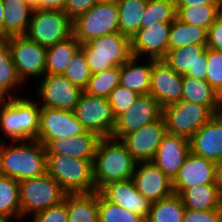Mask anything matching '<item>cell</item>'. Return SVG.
I'll return each instance as SVG.
<instances>
[{"mask_svg": "<svg viewBox=\"0 0 222 222\" xmlns=\"http://www.w3.org/2000/svg\"><path fill=\"white\" fill-rule=\"evenodd\" d=\"M6 145L0 142V175L18 182L47 172L46 147L38 140H16Z\"/></svg>", "mask_w": 222, "mask_h": 222, "instance_id": "cell-1", "label": "cell"}, {"mask_svg": "<svg viewBox=\"0 0 222 222\" xmlns=\"http://www.w3.org/2000/svg\"><path fill=\"white\" fill-rule=\"evenodd\" d=\"M136 165L137 161L120 140L101 138L93 160L96 191L108 183L131 179Z\"/></svg>", "mask_w": 222, "mask_h": 222, "instance_id": "cell-2", "label": "cell"}, {"mask_svg": "<svg viewBox=\"0 0 222 222\" xmlns=\"http://www.w3.org/2000/svg\"><path fill=\"white\" fill-rule=\"evenodd\" d=\"M38 105L25 96L0 99V131L4 135L0 137V142L5 139L37 140Z\"/></svg>", "mask_w": 222, "mask_h": 222, "instance_id": "cell-3", "label": "cell"}, {"mask_svg": "<svg viewBox=\"0 0 222 222\" xmlns=\"http://www.w3.org/2000/svg\"><path fill=\"white\" fill-rule=\"evenodd\" d=\"M47 173L67 194L95 192L93 160L47 154Z\"/></svg>", "mask_w": 222, "mask_h": 222, "instance_id": "cell-4", "label": "cell"}, {"mask_svg": "<svg viewBox=\"0 0 222 222\" xmlns=\"http://www.w3.org/2000/svg\"><path fill=\"white\" fill-rule=\"evenodd\" d=\"M87 64L92 75L122 66L131 57V39L120 32L103 35L82 44Z\"/></svg>", "mask_w": 222, "mask_h": 222, "instance_id": "cell-5", "label": "cell"}, {"mask_svg": "<svg viewBox=\"0 0 222 222\" xmlns=\"http://www.w3.org/2000/svg\"><path fill=\"white\" fill-rule=\"evenodd\" d=\"M66 192L47 172L19 182L21 218L60 204Z\"/></svg>", "mask_w": 222, "mask_h": 222, "instance_id": "cell-6", "label": "cell"}, {"mask_svg": "<svg viewBox=\"0 0 222 222\" xmlns=\"http://www.w3.org/2000/svg\"><path fill=\"white\" fill-rule=\"evenodd\" d=\"M73 35L72 20L64 11L34 8L25 36L49 47Z\"/></svg>", "mask_w": 222, "mask_h": 222, "instance_id": "cell-7", "label": "cell"}, {"mask_svg": "<svg viewBox=\"0 0 222 222\" xmlns=\"http://www.w3.org/2000/svg\"><path fill=\"white\" fill-rule=\"evenodd\" d=\"M73 36L85 44L90 40L120 32L118 19V5L97 3L86 13L72 20Z\"/></svg>", "mask_w": 222, "mask_h": 222, "instance_id": "cell-8", "label": "cell"}, {"mask_svg": "<svg viewBox=\"0 0 222 222\" xmlns=\"http://www.w3.org/2000/svg\"><path fill=\"white\" fill-rule=\"evenodd\" d=\"M215 114L206 106L179 101L162 108L167 132L190 139Z\"/></svg>", "mask_w": 222, "mask_h": 222, "instance_id": "cell-9", "label": "cell"}, {"mask_svg": "<svg viewBox=\"0 0 222 222\" xmlns=\"http://www.w3.org/2000/svg\"><path fill=\"white\" fill-rule=\"evenodd\" d=\"M73 112L86 131L94 132L100 138L111 137L116 119L108 98L82 92Z\"/></svg>", "mask_w": 222, "mask_h": 222, "instance_id": "cell-10", "label": "cell"}, {"mask_svg": "<svg viewBox=\"0 0 222 222\" xmlns=\"http://www.w3.org/2000/svg\"><path fill=\"white\" fill-rule=\"evenodd\" d=\"M7 42L17 73L24 83L29 77L41 79L46 74V47L25 35L7 37Z\"/></svg>", "mask_w": 222, "mask_h": 222, "instance_id": "cell-11", "label": "cell"}, {"mask_svg": "<svg viewBox=\"0 0 222 222\" xmlns=\"http://www.w3.org/2000/svg\"><path fill=\"white\" fill-rule=\"evenodd\" d=\"M86 132L73 111L40 107L37 140L47 147L53 140L69 138Z\"/></svg>", "mask_w": 222, "mask_h": 222, "instance_id": "cell-12", "label": "cell"}, {"mask_svg": "<svg viewBox=\"0 0 222 222\" xmlns=\"http://www.w3.org/2000/svg\"><path fill=\"white\" fill-rule=\"evenodd\" d=\"M36 96L40 99V107L57 108L73 111L83 92L73 85L63 74H45L41 78ZM43 101V102H41Z\"/></svg>", "mask_w": 222, "mask_h": 222, "instance_id": "cell-13", "label": "cell"}, {"mask_svg": "<svg viewBox=\"0 0 222 222\" xmlns=\"http://www.w3.org/2000/svg\"><path fill=\"white\" fill-rule=\"evenodd\" d=\"M162 116V107L151 95H139L131 107L118 116L110 138L121 140L126 134L140 129Z\"/></svg>", "mask_w": 222, "mask_h": 222, "instance_id": "cell-14", "label": "cell"}, {"mask_svg": "<svg viewBox=\"0 0 222 222\" xmlns=\"http://www.w3.org/2000/svg\"><path fill=\"white\" fill-rule=\"evenodd\" d=\"M167 133L161 116L138 130L126 134L120 141L137 162L152 161L164 135Z\"/></svg>", "mask_w": 222, "mask_h": 222, "instance_id": "cell-15", "label": "cell"}, {"mask_svg": "<svg viewBox=\"0 0 222 222\" xmlns=\"http://www.w3.org/2000/svg\"><path fill=\"white\" fill-rule=\"evenodd\" d=\"M172 22H156L148 27L140 28L131 38L133 57L148 59H164L168 53V40Z\"/></svg>", "mask_w": 222, "mask_h": 222, "instance_id": "cell-16", "label": "cell"}, {"mask_svg": "<svg viewBox=\"0 0 222 222\" xmlns=\"http://www.w3.org/2000/svg\"><path fill=\"white\" fill-rule=\"evenodd\" d=\"M183 75L176 73L163 59H153L150 94L164 108L181 101Z\"/></svg>", "mask_w": 222, "mask_h": 222, "instance_id": "cell-17", "label": "cell"}, {"mask_svg": "<svg viewBox=\"0 0 222 222\" xmlns=\"http://www.w3.org/2000/svg\"><path fill=\"white\" fill-rule=\"evenodd\" d=\"M131 179L137 191L150 202L161 200L174 193L172 180L152 161L137 162Z\"/></svg>", "mask_w": 222, "mask_h": 222, "instance_id": "cell-18", "label": "cell"}, {"mask_svg": "<svg viewBox=\"0 0 222 222\" xmlns=\"http://www.w3.org/2000/svg\"><path fill=\"white\" fill-rule=\"evenodd\" d=\"M163 60L180 75L206 80L207 45H189L168 50Z\"/></svg>", "mask_w": 222, "mask_h": 222, "instance_id": "cell-19", "label": "cell"}, {"mask_svg": "<svg viewBox=\"0 0 222 222\" xmlns=\"http://www.w3.org/2000/svg\"><path fill=\"white\" fill-rule=\"evenodd\" d=\"M205 184H216L215 162L190 152L172 181L173 191L180 195L187 188Z\"/></svg>", "mask_w": 222, "mask_h": 222, "instance_id": "cell-20", "label": "cell"}, {"mask_svg": "<svg viewBox=\"0 0 222 222\" xmlns=\"http://www.w3.org/2000/svg\"><path fill=\"white\" fill-rule=\"evenodd\" d=\"M190 152L189 139L167 132L152 162L173 181Z\"/></svg>", "mask_w": 222, "mask_h": 222, "instance_id": "cell-21", "label": "cell"}, {"mask_svg": "<svg viewBox=\"0 0 222 222\" xmlns=\"http://www.w3.org/2000/svg\"><path fill=\"white\" fill-rule=\"evenodd\" d=\"M98 192L107 201L117 204L146 220L152 202L137 191L132 179L108 183Z\"/></svg>", "mask_w": 222, "mask_h": 222, "instance_id": "cell-22", "label": "cell"}, {"mask_svg": "<svg viewBox=\"0 0 222 222\" xmlns=\"http://www.w3.org/2000/svg\"><path fill=\"white\" fill-rule=\"evenodd\" d=\"M193 154L213 162L222 158V116L215 114L189 139Z\"/></svg>", "mask_w": 222, "mask_h": 222, "instance_id": "cell-23", "label": "cell"}, {"mask_svg": "<svg viewBox=\"0 0 222 222\" xmlns=\"http://www.w3.org/2000/svg\"><path fill=\"white\" fill-rule=\"evenodd\" d=\"M101 138L86 131L69 138L53 140L47 147V154H59L83 160H94L97 144Z\"/></svg>", "mask_w": 222, "mask_h": 222, "instance_id": "cell-24", "label": "cell"}, {"mask_svg": "<svg viewBox=\"0 0 222 222\" xmlns=\"http://www.w3.org/2000/svg\"><path fill=\"white\" fill-rule=\"evenodd\" d=\"M3 38L25 35L34 7L27 0H2Z\"/></svg>", "mask_w": 222, "mask_h": 222, "instance_id": "cell-25", "label": "cell"}, {"mask_svg": "<svg viewBox=\"0 0 222 222\" xmlns=\"http://www.w3.org/2000/svg\"><path fill=\"white\" fill-rule=\"evenodd\" d=\"M139 61V58L132 56L121 66L120 85L139 95H148L150 94L153 59H149L143 65L138 64Z\"/></svg>", "mask_w": 222, "mask_h": 222, "instance_id": "cell-26", "label": "cell"}, {"mask_svg": "<svg viewBox=\"0 0 222 222\" xmlns=\"http://www.w3.org/2000/svg\"><path fill=\"white\" fill-rule=\"evenodd\" d=\"M185 209L214 210L222 209V191L217 184L195 185L181 194Z\"/></svg>", "mask_w": 222, "mask_h": 222, "instance_id": "cell-27", "label": "cell"}, {"mask_svg": "<svg viewBox=\"0 0 222 222\" xmlns=\"http://www.w3.org/2000/svg\"><path fill=\"white\" fill-rule=\"evenodd\" d=\"M68 222H99L98 191L91 193L66 194Z\"/></svg>", "mask_w": 222, "mask_h": 222, "instance_id": "cell-28", "label": "cell"}, {"mask_svg": "<svg viewBox=\"0 0 222 222\" xmlns=\"http://www.w3.org/2000/svg\"><path fill=\"white\" fill-rule=\"evenodd\" d=\"M183 101L208 107L214 114L219 105V93L206 81L183 75Z\"/></svg>", "mask_w": 222, "mask_h": 222, "instance_id": "cell-29", "label": "cell"}, {"mask_svg": "<svg viewBox=\"0 0 222 222\" xmlns=\"http://www.w3.org/2000/svg\"><path fill=\"white\" fill-rule=\"evenodd\" d=\"M208 30L201 26L184 23L175 19L171 23L168 50H173L189 45H207Z\"/></svg>", "mask_w": 222, "mask_h": 222, "instance_id": "cell-30", "label": "cell"}, {"mask_svg": "<svg viewBox=\"0 0 222 222\" xmlns=\"http://www.w3.org/2000/svg\"><path fill=\"white\" fill-rule=\"evenodd\" d=\"M81 43L72 35L46 48V74L62 75Z\"/></svg>", "mask_w": 222, "mask_h": 222, "instance_id": "cell-31", "label": "cell"}, {"mask_svg": "<svg viewBox=\"0 0 222 222\" xmlns=\"http://www.w3.org/2000/svg\"><path fill=\"white\" fill-rule=\"evenodd\" d=\"M23 83L13 62L7 38H0V99L16 97L12 91L16 93L17 87Z\"/></svg>", "mask_w": 222, "mask_h": 222, "instance_id": "cell-32", "label": "cell"}, {"mask_svg": "<svg viewBox=\"0 0 222 222\" xmlns=\"http://www.w3.org/2000/svg\"><path fill=\"white\" fill-rule=\"evenodd\" d=\"M184 213L182 198L173 193L169 197L151 203L145 222H182Z\"/></svg>", "mask_w": 222, "mask_h": 222, "instance_id": "cell-33", "label": "cell"}, {"mask_svg": "<svg viewBox=\"0 0 222 222\" xmlns=\"http://www.w3.org/2000/svg\"><path fill=\"white\" fill-rule=\"evenodd\" d=\"M147 0H121L118 5L119 30L130 39L141 28L140 20Z\"/></svg>", "mask_w": 222, "mask_h": 222, "instance_id": "cell-34", "label": "cell"}, {"mask_svg": "<svg viewBox=\"0 0 222 222\" xmlns=\"http://www.w3.org/2000/svg\"><path fill=\"white\" fill-rule=\"evenodd\" d=\"M176 9V18L180 21L209 30L218 15L222 12V4L176 6Z\"/></svg>", "mask_w": 222, "mask_h": 222, "instance_id": "cell-35", "label": "cell"}, {"mask_svg": "<svg viewBox=\"0 0 222 222\" xmlns=\"http://www.w3.org/2000/svg\"><path fill=\"white\" fill-rule=\"evenodd\" d=\"M0 215L21 219L19 182L0 175Z\"/></svg>", "mask_w": 222, "mask_h": 222, "instance_id": "cell-36", "label": "cell"}, {"mask_svg": "<svg viewBox=\"0 0 222 222\" xmlns=\"http://www.w3.org/2000/svg\"><path fill=\"white\" fill-rule=\"evenodd\" d=\"M121 66H114L100 73L91 75L86 88V94L95 97L108 98L110 93L120 85Z\"/></svg>", "mask_w": 222, "mask_h": 222, "instance_id": "cell-37", "label": "cell"}, {"mask_svg": "<svg viewBox=\"0 0 222 222\" xmlns=\"http://www.w3.org/2000/svg\"><path fill=\"white\" fill-rule=\"evenodd\" d=\"M176 11V1L174 0H147L140 20L141 28L156 22H173L176 19Z\"/></svg>", "mask_w": 222, "mask_h": 222, "instance_id": "cell-38", "label": "cell"}, {"mask_svg": "<svg viewBox=\"0 0 222 222\" xmlns=\"http://www.w3.org/2000/svg\"><path fill=\"white\" fill-rule=\"evenodd\" d=\"M98 220L99 222H145L141 216L107 201L99 192Z\"/></svg>", "mask_w": 222, "mask_h": 222, "instance_id": "cell-39", "label": "cell"}, {"mask_svg": "<svg viewBox=\"0 0 222 222\" xmlns=\"http://www.w3.org/2000/svg\"><path fill=\"white\" fill-rule=\"evenodd\" d=\"M63 75L75 86L84 90L91 78L84 51L80 48L66 66Z\"/></svg>", "mask_w": 222, "mask_h": 222, "instance_id": "cell-40", "label": "cell"}, {"mask_svg": "<svg viewBox=\"0 0 222 222\" xmlns=\"http://www.w3.org/2000/svg\"><path fill=\"white\" fill-rule=\"evenodd\" d=\"M138 97L137 92L118 85L108 97L115 119L126 112Z\"/></svg>", "mask_w": 222, "mask_h": 222, "instance_id": "cell-41", "label": "cell"}, {"mask_svg": "<svg viewBox=\"0 0 222 222\" xmlns=\"http://www.w3.org/2000/svg\"><path fill=\"white\" fill-rule=\"evenodd\" d=\"M206 81L218 92L222 91V51L207 48Z\"/></svg>", "mask_w": 222, "mask_h": 222, "instance_id": "cell-42", "label": "cell"}, {"mask_svg": "<svg viewBox=\"0 0 222 222\" xmlns=\"http://www.w3.org/2000/svg\"><path fill=\"white\" fill-rule=\"evenodd\" d=\"M66 203L62 201L60 204L47 208L32 215V222H68Z\"/></svg>", "mask_w": 222, "mask_h": 222, "instance_id": "cell-43", "label": "cell"}, {"mask_svg": "<svg viewBox=\"0 0 222 222\" xmlns=\"http://www.w3.org/2000/svg\"><path fill=\"white\" fill-rule=\"evenodd\" d=\"M182 222H222V209L209 211L185 209Z\"/></svg>", "mask_w": 222, "mask_h": 222, "instance_id": "cell-44", "label": "cell"}, {"mask_svg": "<svg viewBox=\"0 0 222 222\" xmlns=\"http://www.w3.org/2000/svg\"><path fill=\"white\" fill-rule=\"evenodd\" d=\"M98 0H67L64 12L74 20L77 16L86 13Z\"/></svg>", "mask_w": 222, "mask_h": 222, "instance_id": "cell-45", "label": "cell"}, {"mask_svg": "<svg viewBox=\"0 0 222 222\" xmlns=\"http://www.w3.org/2000/svg\"><path fill=\"white\" fill-rule=\"evenodd\" d=\"M207 48L222 51V12L208 30Z\"/></svg>", "mask_w": 222, "mask_h": 222, "instance_id": "cell-46", "label": "cell"}, {"mask_svg": "<svg viewBox=\"0 0 222 222\" xmlns=\"http://www.w3.org/2000/svg\"><path fill=\"white\" fill-rule=\"evenodd\" d=\"M67 0H38L34 8L42 10H60L64 11Z\"/></svg>", "mask_w": 222, "mask_h": 222, "instance_id": "cell-47", "label": "cell"}, {"mask_svg": "<svg viewBox=\"0 0 222 222\" xmlns=\"http://www.w3.org/2000/svg\"><path fill=\"white\" fill-rule=\"evenodd\" d=\"M205 4H221L216 0H176V6H197Z\"/></svg>", "mask_w": 222, "mask_h": 222, "instance_id": "cell-48", "label": "cell"}, {"mask_svg": "<svg viewBox=\"0 0 222 222\" xmlns=\"http://www.w3.org/2000/svg\"><path fill=\"white\" fill-rule=\"evenodd\" d=\"M215 180L222 191V158L215 162Z\"/></svg>", "mask_w": 222, "mask_h": 222, "instance_id": "cell-49", "label": "cell"}, {"mask_svg": "<svg viewBox=\"0 0 222 222\" xmlns=\"http://www.w3.org/2000/svg\"><path fill=\"white\" fill-rule=\"evenodd\" d=\"M3 14L4 6L2 0H0V38H3Z\"/></svg>", "mask_w": 222, "mask_h": 222, "instance_id": "cell-50", "label": "cell"}, {"mask_svg": "<svg viewBox=\"0 0 222 222\" xmlns=\"http://www.w3.org/2000/svg\"><path fill=\"white\" fill-rule=\"evenodd\" d=\"M216 114L222 116V91L219 93V105Z\"/></svg>", "mask_w": 222, "mask_h": 222, "instance_id": "cell-51", "label": "cell"}, {"mask_svg": "<svg viewBox=\"0 0 222 222\" xmlns=\"http://www.w3.org/2000/svg\"><path fill=\"white\" fill-rule=\"evenodd\" d=\"M121 0H98L102 4H118Z\"/></svg>", "mask_w": 222, "mask_h": 222, "instance_id": "cell-52", "label": "cell"}, {"mask_svg": "<svg viewBox=\"0 0 222 222\" xmlns=\"http://www.w3.org/2000/svg\"><path fill=\"white\" fill-rule=\"evenodd\" d=\"M12 222L11 218L0 215V222Z\"/></svg>", "mask_w": 222, "mask_h": 222, "instance_id": "cell-53", "label": "cell"}, {"mask_svg": "<svg viewBox=\"0 0 222 222\" xmlns=\"http://www.w3.org/2000/svg\"><path fill=\"white\" fill-rule=\"evenodd\" d=\"M33 7H35L38 3V0H27Z\"/></svg>", "mask_w": 222, "mask_h": 222, "instance_id": "cell-54", "label": "cell"}]
</instances>
